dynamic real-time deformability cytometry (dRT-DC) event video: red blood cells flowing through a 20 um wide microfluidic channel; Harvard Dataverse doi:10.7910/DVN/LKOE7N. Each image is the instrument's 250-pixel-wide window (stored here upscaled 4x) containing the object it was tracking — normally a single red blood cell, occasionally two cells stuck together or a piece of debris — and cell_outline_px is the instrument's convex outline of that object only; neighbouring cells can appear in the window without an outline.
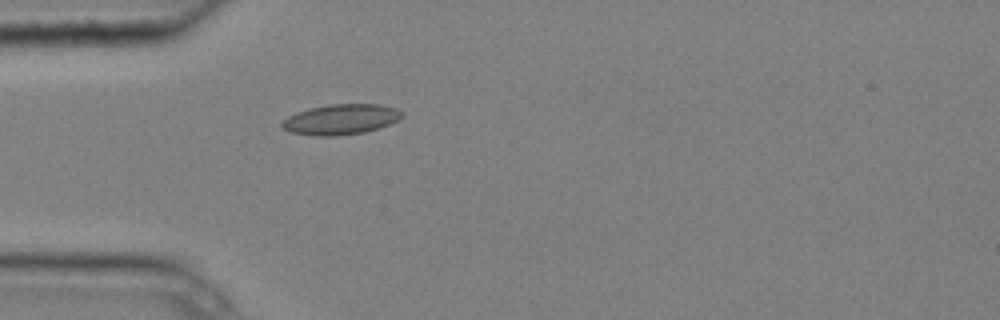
{"species": "common noctule bat (a hibernating species)", "species_latin": "Nyctalus noctula", "temperature_condition": "cold", "stored_images_in_passage": 4, "camera_frame_rate_fps": 3000, "um_per_image_px": 0.085, "animal": {"sex": "male", "body_mass_g": 20.4}, "frame": {"image": 1, "passage_image": 4, "time_ms": 1.0, "image_size_px": [1000, 320], "cell_outline_px": [[404, 116], [380, 128], [364, 132], [336, 136], [316, 136], [292, 132], [280, 128], [280, 124], [288, 116], [296, 112], [308, 108], [328, 104], [380, 104], [396, 108], [404, 112]], "centroid_in_image_um": [28.96, 10.14], "position_along_channel_um": 56.0, "area_um2": 21.39}}